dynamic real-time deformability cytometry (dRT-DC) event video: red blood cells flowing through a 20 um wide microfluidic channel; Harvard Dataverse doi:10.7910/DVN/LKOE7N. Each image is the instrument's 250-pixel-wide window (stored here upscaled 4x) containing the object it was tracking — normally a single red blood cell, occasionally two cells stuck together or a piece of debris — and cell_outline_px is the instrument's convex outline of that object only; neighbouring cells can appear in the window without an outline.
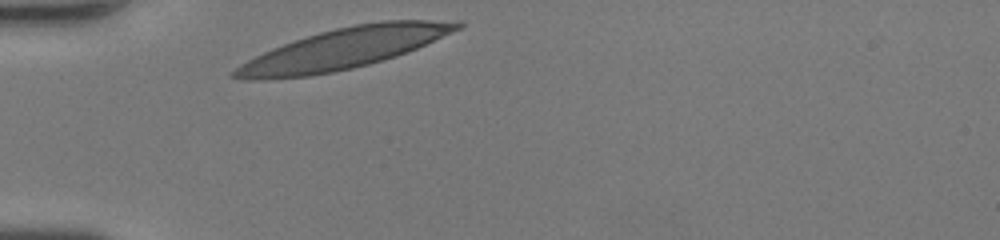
{"species": "human", "species_latin": "Homo sapiens", "temperature_condition": "room temperature", "stored_images_in_passage": 28, "camera_frame_rate_fps": 3000, "um_per_image_px": 0.085, "donor": {"sex": "female"}, "frame": {"image": 1, "passage_image": 1, "time_ms": 0.0, "image_size_px": [1000, 240], "cell_outline_px": [[464, 24], [460, 28], [452, 32], [408, 52], [384, 60], [352, 68], [332, 72], [308, 76], [264, 80], [244, 80], [228, 76], [240, 64], [272, 48], [320, 32], [336, 28], [356, 24], [384, 20], [464, 20]], "centroid_in_image_um": [29.22, 4.13], "position_along_channel_um": 55.8, "area_um2": 52.54}}
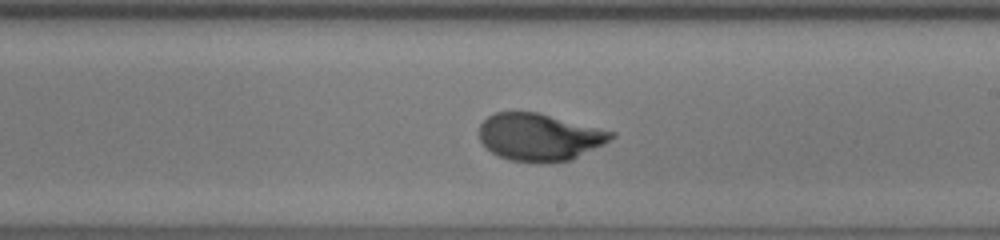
{"frame": {"image": 2, "passage_image": 15, "time_ms": 4.667, "image_size_px": [1000, 240], "cell_outline_px": [[616, 136], [604, 144], [572, 160], [544, 164], [536, 164], [508, 160], [492, 152], [480, 140], [480, 124], [488, 116], [496, 112], [536, 112], [616, 132]], "centroid_in_image_um": [45.88, 11.68], "position_along_channel_um": 243.1, "area_um2": 36.59}}
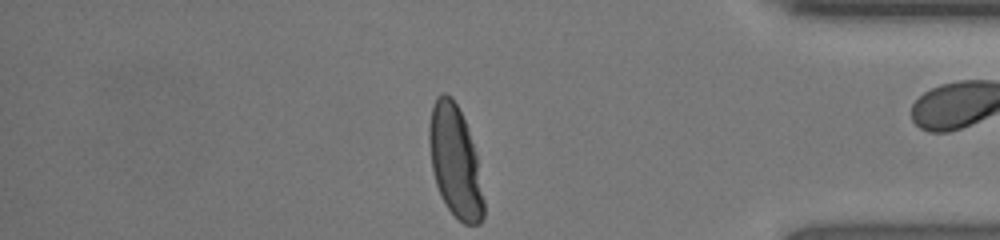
{"frame": {"image": 3, "passage_image": 27, "time_ms": 8.667, "image_size_px": [1000, 240], "cell_outline_px": [[484, 216], [480, 224], [464, 224], [448, 208], [440, 196], [436, 184], [432, 168], [428, 144], [428, 124], [432, 104], [436, 96], [444, 92], [452, 96], [468, 128], [476, 156], [484, 200]], "centroid_in_image_um": [38.66, 13.7], "position_along_channel_um": 396.5, "area_um2": 35.49}}